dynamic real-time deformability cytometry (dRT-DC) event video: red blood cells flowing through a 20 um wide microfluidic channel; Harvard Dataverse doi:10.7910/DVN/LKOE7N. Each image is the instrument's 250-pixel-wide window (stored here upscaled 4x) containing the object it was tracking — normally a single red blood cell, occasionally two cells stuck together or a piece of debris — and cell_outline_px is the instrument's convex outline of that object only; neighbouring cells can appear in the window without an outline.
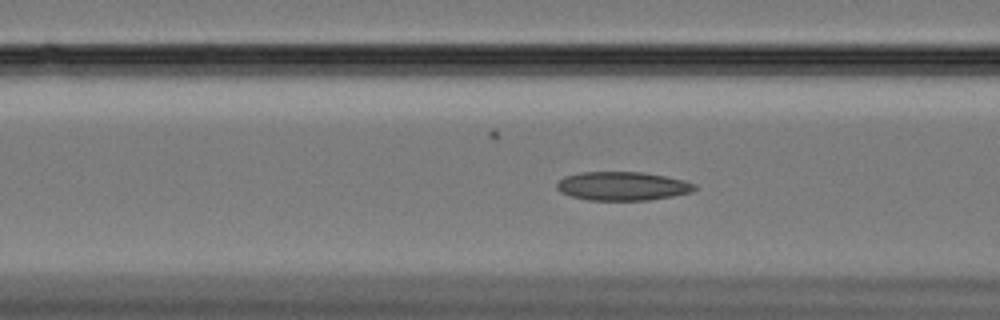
{"species": "Egyptian fruit bat (a non-hibernating species)", "species_latin": "Rousettus aegyptiacus", "temperature_condition": "cold", "stored_images_in_passage": 55, "camera_frame_rate_fps": 3000, "um_per_image_px": 0.085, "animal": {"sex": "female"}, "frame": {"image": 1, "passage_image": 19, "time_ms": 6.0, "image_size_px": [1000, 320], "cell_outline_px": [[696, 188], [692, 192], [672, 196], [648, 200], [588, 200], [572, 196], [560, 192], [556, 188], [556, 184], [564, 176], [580, 172], [640, 172], [664, 176], [684, 180], [696, 184]], "centroid_in_image_um": [52.9, 15.82], "position_along_channel_um": 113.7, "area_um2": 23.0}}
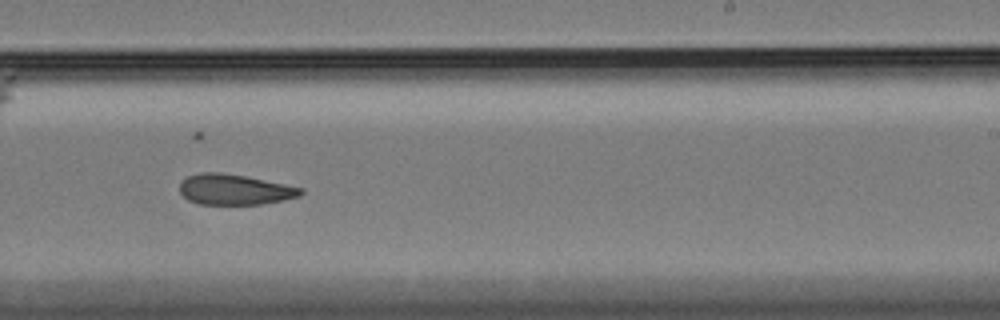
{"frame": {"image": 2, "passage_image": 33, "time_ms": 10.667, "image_size_px": [1000, 320], "cell_outline_px": [[304, 192], [300, 196], [284, 200], [264, 204], [200, 204], [188, 200], [180, 192], [180, 180], [188, 176], [200, 172], [220, 172], [244, 176], [304, 188]], "centroid_in_image_um": [19.94, 16.11], "position_along_channel_um": 269.1, "area_um2": 21.56}}
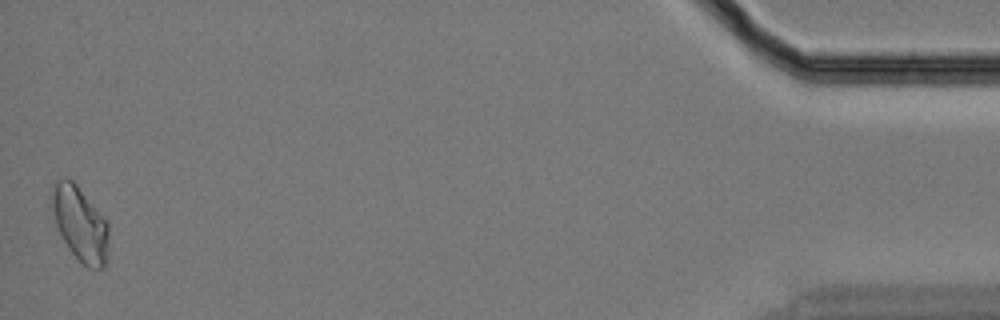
{"frame": {"image": 3, "passage_image": 55, "time_ms": 18.0, "image_size_px": [1000, 320], "cell_outline_px": [[108, 260], [104, 268], [88, 268], [68, 248], [56, 224], [48, 196], [52, 184], [56, 180], [72, 180], [76, 184], [104, 216], [108, 224]], "centroid_in_image_um": [6.8, 19.01], "position_along_channel_um": 428.4, "area_um2": 24.85}, "authors_computed_cell_mechanics": {"area_um2": 22.9466, "velocity_mm_per_s": 3.3272, "shape_relaxation_time_tau1_ms": null, "shape_relaxation_time_tau2_ms": 7.5119, "deformation_change_tau1": null, "deformation_change_tau2": 0.1297}}